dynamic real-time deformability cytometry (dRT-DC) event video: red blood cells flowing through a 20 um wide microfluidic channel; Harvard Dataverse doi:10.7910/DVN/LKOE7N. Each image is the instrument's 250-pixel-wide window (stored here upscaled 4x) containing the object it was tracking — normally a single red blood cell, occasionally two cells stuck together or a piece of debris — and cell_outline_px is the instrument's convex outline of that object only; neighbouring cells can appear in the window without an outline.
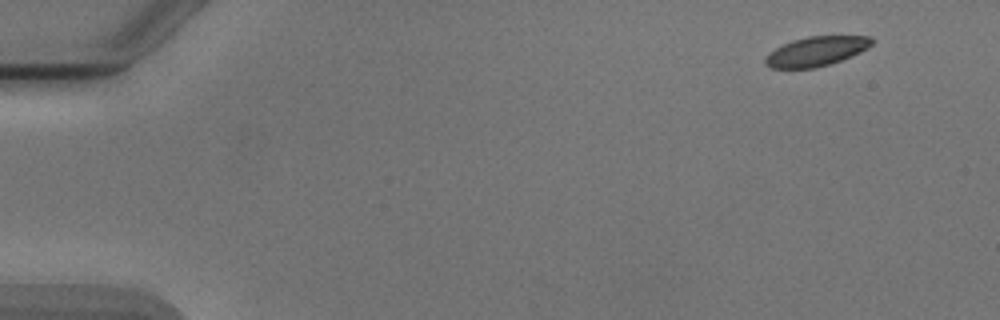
{"species": "Egyptian fruit bat (a non-hibernating species)", "species_latin": "Rousettus aegyptiacus", "temperature_condition": "cold", "stored_images_in_passage": 19, "camera_frame_rate_fps": 3000, "um_per_image_px": 0.085, "animal": {"sex": "male"}, "frame": {"image": 1, "passage_image": 1, "time_ms": 0.0, "image_size_px": [1000, 320], "cell_outline_px": [[872, 44], [868, 48], [852, 56], [816, 68], [768, 68], [764, 64], [764, 60], [768, 52], [792, 40], [808, 36], [872, 36]], "centroid_in_image_um": [69.35, 4.36], "position_along_channel_um": 15.6, "area_um2": 18.32}}
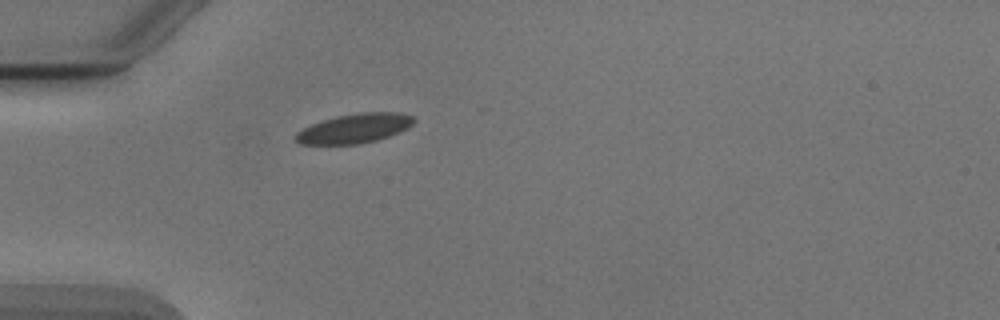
{"frame": {"image": 2, "passage_image": 13, "time_ms": 4.0, "image_size_px": [1000, 320], "cell_outline_px": [[416, 120], [408, 128], [388, 136], [376, 140], [360, 144], [300, 144], [292, 136], [296, 132], [312, 124], [336, 116], [360, 112], [396, 112], [412, 116]], "centroid_in_image_um": [30.12, 10.91], "position_along_channel_um": 54.9, "area_um2": 20.17}}
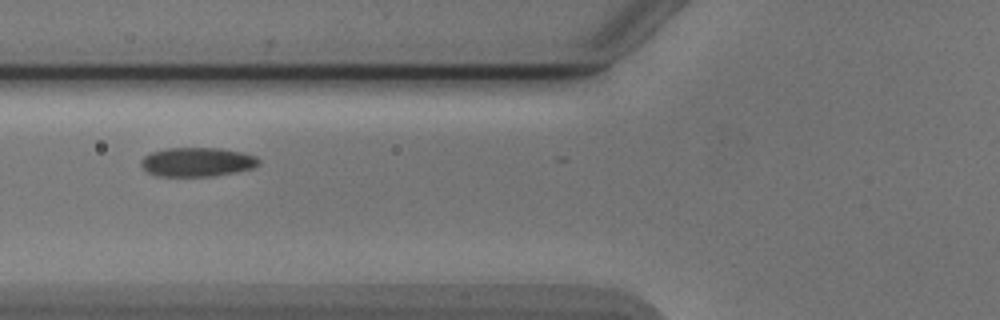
{"frame": {"image": 3, "passage_image": 18, "time_ms": 5.667, "image_size_px": [1000, 320], "cell_outline_px": [[260, 164], [252, 168], [236, 172], [212, 176], [156, 176], [148, 172], [140, 164], [140, 160], [144, 156], [152, 152], [164, 148], [220, 148], [240, 152], [256, 156], [260, 160]], "centroid_in_image_um": [16.75, 13.77], "position_along_channel_um": 109.1, "area_um2": 20.0}}